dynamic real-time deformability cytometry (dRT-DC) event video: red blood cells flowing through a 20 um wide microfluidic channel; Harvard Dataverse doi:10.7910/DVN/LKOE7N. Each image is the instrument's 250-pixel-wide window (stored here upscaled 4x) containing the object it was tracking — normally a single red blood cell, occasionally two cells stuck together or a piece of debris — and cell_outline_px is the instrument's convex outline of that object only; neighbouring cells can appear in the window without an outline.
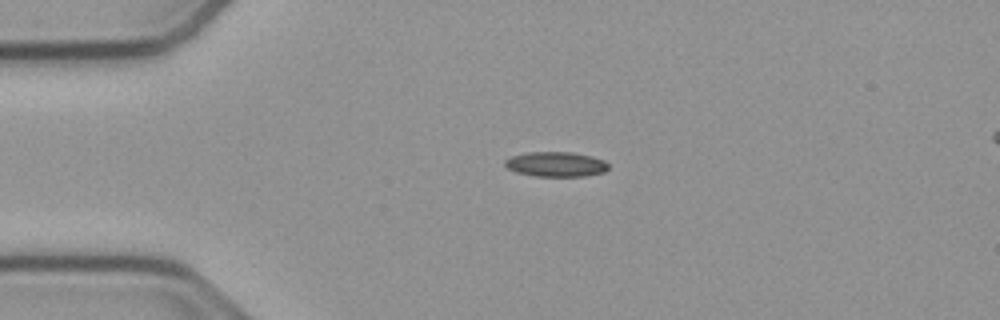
{"species": "common noctule bat (a hibernating species)", "species_latin": "Nyctalus noctula", "temperature_condition": "cold", "stored_images_in_passage": 13, "camera_frame_rate_fps": 3000, "um_per_image_px": 0.085, "animal": {"sex": "male", "body_mass_g": 23.1, "forearm_length_mm": 52.7}, "frame": {"image": 1, "passage_image": 9, "time_ms": 2.667, "image_size_px": [1000, 320], "cell_outline_px": [[608, 168], [604, 172], [584, 176], [536, 176], [516, 172], [508, 168], [504, 164], [504, 160], [512, 156], [528, 152], [572, 152], [592, 156], [604, 160], [608, 164]], "centroid_in_image_um": [47.26, 13.95], "position_along_channel_um": 37.7, "area_um2": 14.97}}